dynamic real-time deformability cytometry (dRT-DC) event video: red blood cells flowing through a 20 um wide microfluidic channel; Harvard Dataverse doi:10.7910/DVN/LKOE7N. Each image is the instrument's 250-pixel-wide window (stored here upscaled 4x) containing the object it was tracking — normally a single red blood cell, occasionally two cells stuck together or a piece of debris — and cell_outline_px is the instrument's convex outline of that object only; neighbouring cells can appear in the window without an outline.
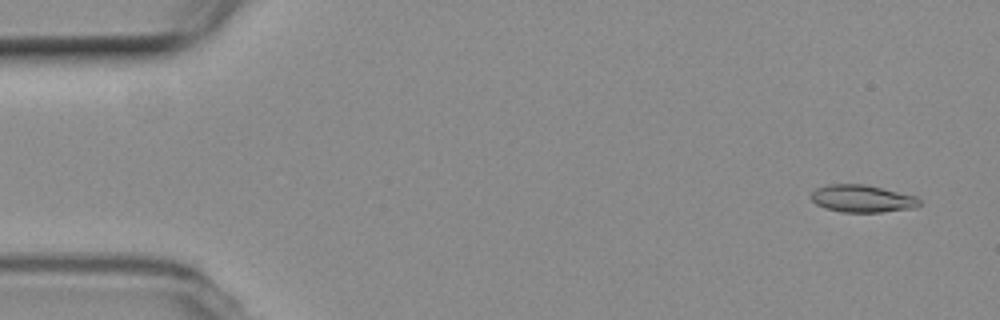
{"species": "common noctule bat (a hibernating species)", "species_latin": "Nyctalus noctula", "temperature_condition": "room temperature", "stored_images_in_passage": 5, "camera_frame_rate_fps": 3000, "um_per_image_px": 0.085, "animal": {"sex": "female", "body_mass_g": 19.3, "forearm_length_mm": 54.1}, "frame": {"image": 1, "passage_image": 1, "time_ms": 0.0, "image_size_px": [1000, 320], "cell_outline_px": [[920, 204], [916, 208], [880, 212], [840, 212], [824, 208], [816, 204], [812, 200], [812, 192], [816, 188], [828, 184], [864, 184], [916, 196], [920, 200]], "centroid_in_image_um": [73.28, 16.89], "position_along_channel_um": 11.7, "area_um2": 17.28}}
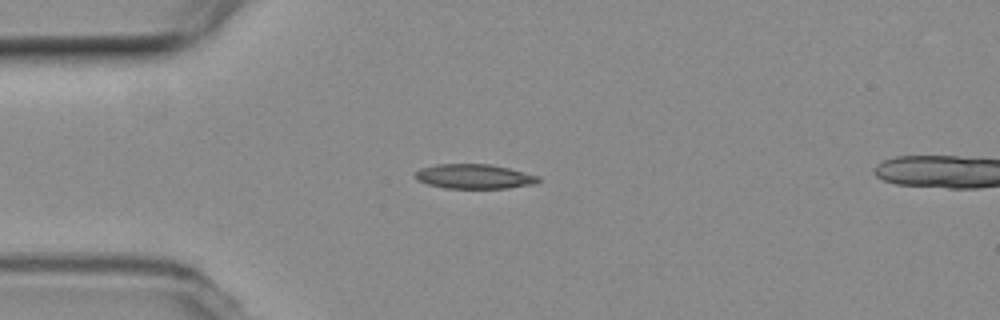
{"frame": {"image": 2, "passage_image": 4, "time_ms": 3.667, "image_size_px": [1000, 320], "cell_outline_px": [[540, 180], [532, 184], [508, 188], [444, 188], [428, 184], [416, 180], [412, 176], [420, 168], [436, 164], [492, 164], [540, 176]], "centroid_in_image_um": [40.26, 14.99], "position_along_channel_um": 44.7, "area_um2": 17.69}}